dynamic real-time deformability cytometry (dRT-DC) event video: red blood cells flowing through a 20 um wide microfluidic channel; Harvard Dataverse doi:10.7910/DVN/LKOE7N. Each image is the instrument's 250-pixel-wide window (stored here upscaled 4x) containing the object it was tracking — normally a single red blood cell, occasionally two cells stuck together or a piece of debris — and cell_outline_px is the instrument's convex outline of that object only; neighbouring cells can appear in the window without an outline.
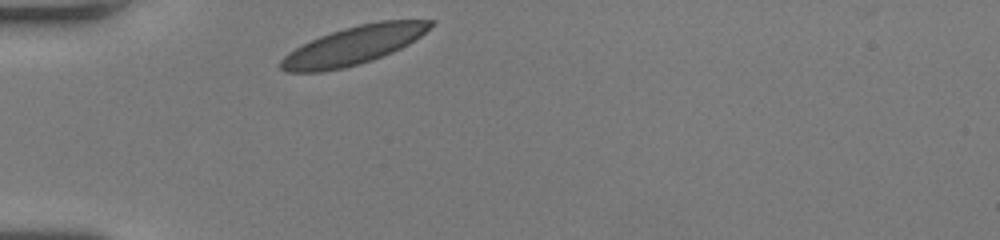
{"species": "human", "species_latin": "Homo sapiens", "temperature_condition": "room temperature", "stored_images_in_passage": 29, "camera_frame_rate_fps": 3000, "um_per_image_px": 0.085, "donor": {"sex": "female"}, "frame": {"image": 1, "passage_image": 1, "time_ms": 0.0, "image_size_px": [1000, 240], "cell_outline_px": [[432, 24], [420, 36], [380, 56], [356, 64], [340, 68], [316, 72], [292, 72], [280, 68], [280, 64], [296, 48], [312, 40], [348, 28], [364, 24], [384, 20], [432, 20]], "centroid_in_image_um": [30.05, 3.86], "position_along_channel_um": 54.9, "area_um2": 31.1}}
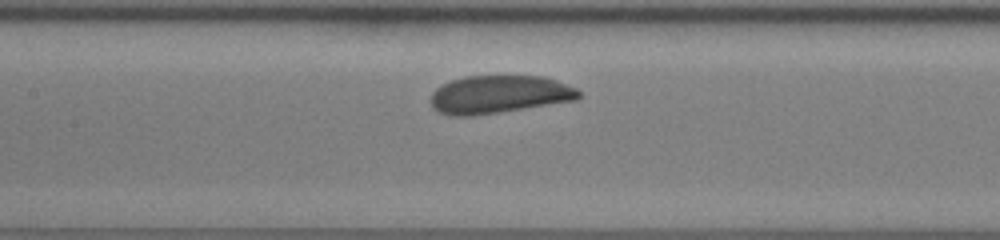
{"frame": {"image": 2, "passage_image": 11, "time_ms": 3.333, "image_size_px": [1000, 240], "cell_outline_px": [[580, 96], [568, 100], [492, 112], [444, 112], [436, 108], [432, 104], [432, 96], [444, 84], [456, 80], [472, 76], [532, 76], [552, 80], [572, 88], [580, 92]], "centroid_in_image_um": [42.45, 7.96], "position_along_channel_um": 165.0, "area_um2": 29.48}}
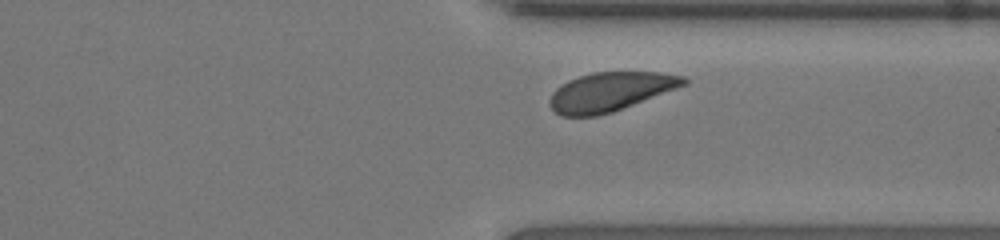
{"frame": {"image": 3, "passage_image": 26, "time_ms": 8.333, "image_size_px": [1000, 240], "cell_outline_px": [[688, 80], [684, 84], [620, 108], [608, 112], [592, 116], [564, 116], [556, 112], [552, 108], [552, 96], [564, 84], [580, 76], [596, 72], [652, 72], [680, 76]], "centroid_in_image_um": [51.85, 7.78], "position_along_channel_um": 359.6, "area_um2": 28.5}, "authors_computed_cell_mechanics": {"area_um2": 29.8826, "velocity_mm_per_s": 3.877, "shape_relaxation_time_tau1_ms": 3.11, "shape_relaxation_time_tau2_ms": 0.6807, "deformation_change_tau1": 0.0921, "deformation_change_tau2": 0.0524}}